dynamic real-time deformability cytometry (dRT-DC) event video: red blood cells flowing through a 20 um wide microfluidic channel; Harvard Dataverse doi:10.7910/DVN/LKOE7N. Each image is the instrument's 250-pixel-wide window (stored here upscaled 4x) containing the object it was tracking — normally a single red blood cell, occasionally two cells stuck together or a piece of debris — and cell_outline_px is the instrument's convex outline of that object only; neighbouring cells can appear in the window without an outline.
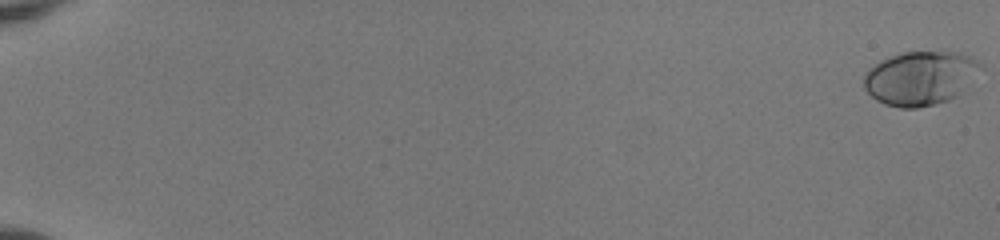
{"species": "human", "species_latin": "Homo sapiens", "temperature_condition": "room temperature", "stored_images_in_passage": 52, "camera_frame_rate_fps": 3000, "um_per_image_px": 0.085, "donor": {"sex": "female"}, "frame": {"image": 1, "passage_image": 1, "time_ms": 0.0, "image_size_px": [1000, 240], "cell_outline_px": [[980, 64], [968, 84], [956, 96], [948, 100], [936, 104], [916, 108], [900, 108], [884, 104], [876, 100], [864, 88], [864, 76], [868, 68], [880, 60], [900, 52], [960, 52], [976, 60]], "centroid_in_image_um": [78.14, 6.64], "position_along_channel_um": 6.9, "area_um2": 36.3}}
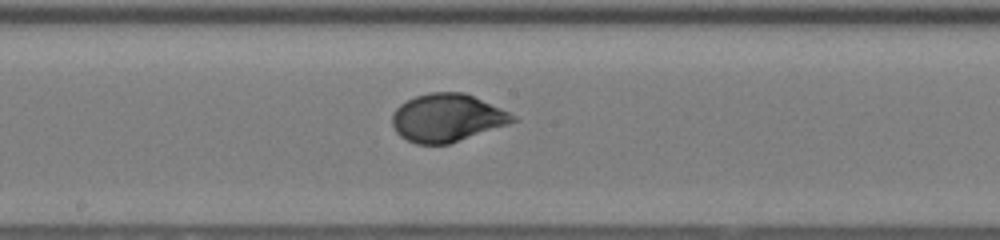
{"frame": {"image": 2, "passage_image": 33, "time_ms": 10.667, "image_size_px": [1000, 240], "cell_outline_px": [[520, 120], [448, 144], [416, 144], [400, 136], [396, 132], [392, 124], [392, 116], [396, 108], [400, 104], [416, 96], [428, 92], [464, 92], [500, 108], [516, 116]], "centroid_in_image_um": [37.99, 10.01], "position_along_channel_um": 210.2, "area_um2": 33.41}}
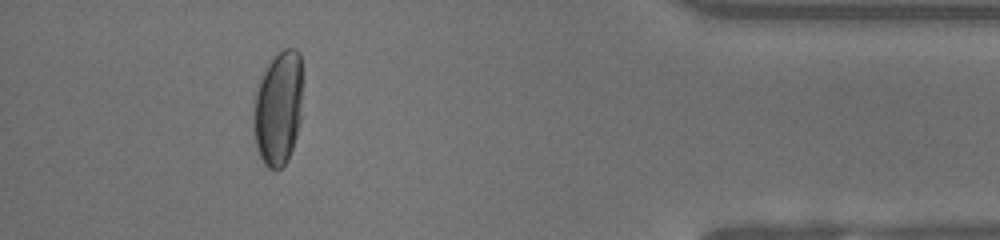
{"frame": {"image": 3, "passage_image": 51, "time_ms": 16.667, "image_size_px": [1000, 240], "cell_outline_px": [[300, 120], [296, 136], [288, 160], [280, 168], [268, 168], [264, 164], [256, 148], [252, 128], [252, 108], [256, 92], [260, 80], [268, 64], [284, 48], [296, 48], [300, 52]], "centroid_in_image_um": [23.61, 9.24], "position_along_channel_um": 411.6, "area_um2": 32.48}}